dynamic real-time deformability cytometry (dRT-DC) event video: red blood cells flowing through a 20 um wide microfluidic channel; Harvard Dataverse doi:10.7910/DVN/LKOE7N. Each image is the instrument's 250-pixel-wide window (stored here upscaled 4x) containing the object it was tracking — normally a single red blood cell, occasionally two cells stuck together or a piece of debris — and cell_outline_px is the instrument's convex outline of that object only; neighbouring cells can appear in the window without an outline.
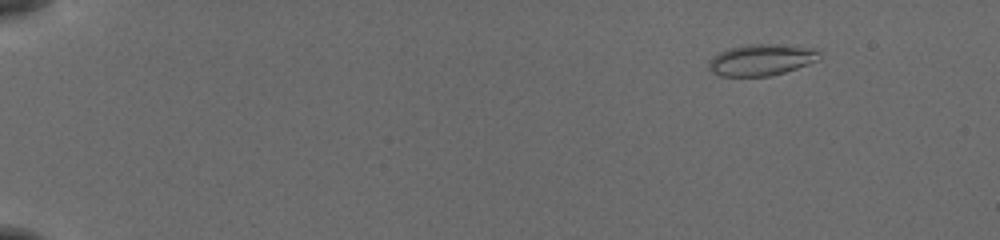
{"species": "common noctule bat (a hibernating species)", "species_latin": "Nyctalus noctula", "temperature_condition": "cold", "stored_images_in_passage": 51, "camera_frame_rate_fps": 3000, "um_per_image_px": 0.085, "animal": {"sex": "female", "body_mass_g": 19.5, "forearm_length_mm": 54.1}, "frame": {"image": 1, "passage_image": 3, "time_ms": 0.667, "image_size_px": [1000, 240], "cell_outline_px": [[820, 60], [784, 72], [768, 76], [720, 76], [712, 72], [708, 64], [708, 60], [720, 52], [732, 48], [748, 44], [780, 44], [812, 48], [820, 52]], "centroid_in_image_um": [64.73, 5.09], "position_along_channel_um": 20.3, "area_um2": 20.11}}
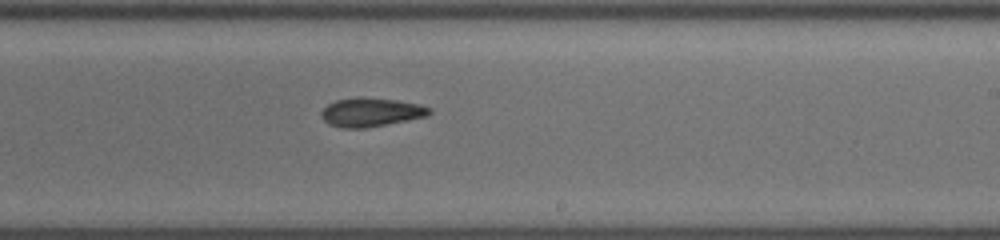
{"frame": {"image": 2, "passage_image": 32, "time_ms": 10.333, "image_size_px": [1000, 240], "cell_outline_px": [[432, 112], [428, 116], [364, 128], [344, 128], [328, 124], [324, 120], [320, 112], [328, 104], [336, 100], [356, 96], [360, 96], [396, 100], [420, 104], [432, 108]], "centroid_in_image_um": [31.54, 9.52], "position_along_channel_um": 257.5, "area_um2": 18.21}}
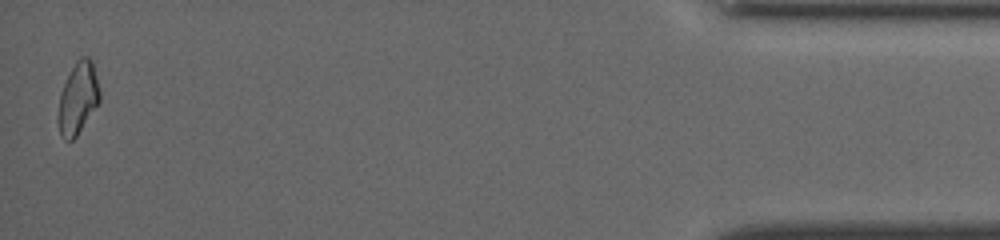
{"frame": {"image": 3, "passage_image": 51, "time_ms": 16.667, "image_size_px": [1000, 240], "cell_outline_px": [[100, 100], [76, 136], [72, 140], [68, 140], [60, 136], [56, 120], [60, 92], [76, 60], [80, 56], [88, 56], [92, 60], [100, 92]], "centroid_in_image_um": [6.6, 8.35], "position_along_channel_um": 428.6, "area_um2": 17.34}, "authors_computed_cell_mechanics": {"area_um2": 18.1492, "velocity_mm_per_s": 3.8601, "shape_relaxation_time_tau1_ms": 5.5915, "shape_relaxation_time_tau2_ms": 2.4456, "deformation_change_tau1": 0.1452, "deformation_change_tau2": 0.0878}}